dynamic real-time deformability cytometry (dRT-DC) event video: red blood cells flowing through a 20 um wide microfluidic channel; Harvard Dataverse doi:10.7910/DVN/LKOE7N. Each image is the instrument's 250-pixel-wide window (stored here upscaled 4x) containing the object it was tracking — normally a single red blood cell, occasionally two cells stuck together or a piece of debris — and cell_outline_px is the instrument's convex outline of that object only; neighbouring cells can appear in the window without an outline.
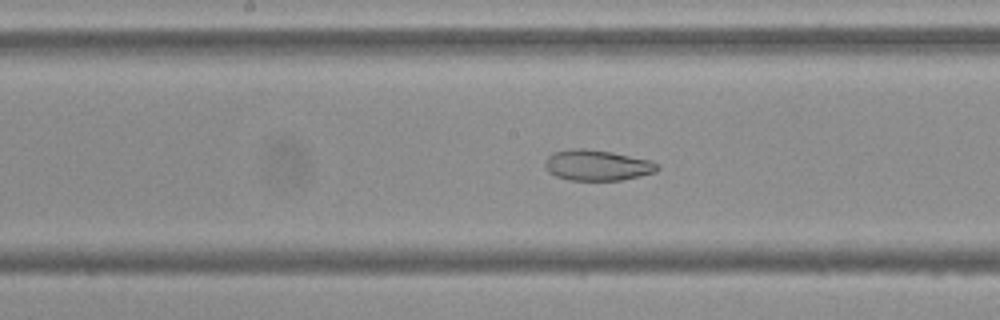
{"species": "Egyptian fruit bat (a non-hibernating species)", "species_latin": "Rousettus aegyptiacus", "temperature_condition": "cold", "stored_images_in_passage": 54, "camera_frame_rate_fps": 3000, "um_per_image_px": 0.085, "frame": {"image": 1, "passage_image": 27, "time_ms": 8.667, "image_size_px": [1000, 320], "cell_outline_px": [[660, 168], [656, 172], [640, 176], [620, 180], [568, 180], [556, 176], [548, 172], [544, 168], [544, 160], [552, 152], [572, 148], [584, 148], [612, 152], [652, 160]], "centroid_in_image_um": [50.72, 14.04], "position_along_channel_um": 197.5, "area_um2": 20.35}}
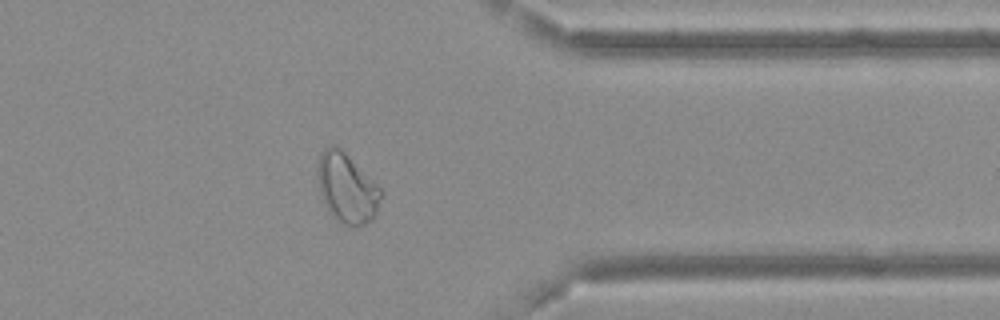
{"frame": {"image": 2, "passage_image": 43, "time_ms": 14.0, "image_size_px": [1000, 320], "cell_outline_px": [[384, 192], [376, 216], [372, 220], [356, 228], [344, 224], [332, 216], [328, 212], [324, 204], [316, 180], [316, 172], [320, 152], [328, 144], [336, 144]], "centroid_in_image_um": [29.46, 16.0], "position_along_channel_um": 381.9, "area_um2": 26.13}}
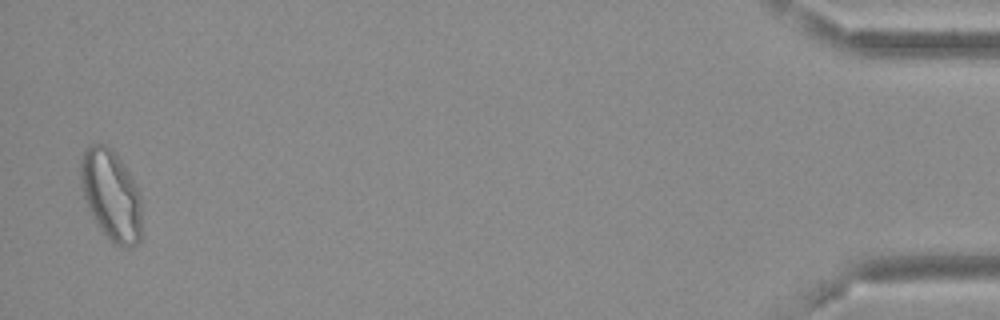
{"frame": {"image": 3, "passage_image": 53, "time_ms": 17.333, "image_size_px": [1000, 320], "cell_outline_px": [[140, 240], [132, 248], [124, 248], [112, 244], [100, 228], [88, 208], [80, 184], [80, 164], [84, 148], [92, 144], [104, 144], [112, 148], [128, 172], [140, 192]], "centroid_in_image_um": [9.43, 16.59], "position_along_channel_um": 425.8, "area_um2": 32.31}, "authors_computed_cell_mechanics": {"area_um2": 27.0215, "velocity_mm_per_s": 3.6677, "shape_relaxation_time_tau1_ms": null, "shape_relaxation_time_tau2_ms": 2.4118, "deformation_change_tau1": null, "deformation_change_tau2": 0.0774}}